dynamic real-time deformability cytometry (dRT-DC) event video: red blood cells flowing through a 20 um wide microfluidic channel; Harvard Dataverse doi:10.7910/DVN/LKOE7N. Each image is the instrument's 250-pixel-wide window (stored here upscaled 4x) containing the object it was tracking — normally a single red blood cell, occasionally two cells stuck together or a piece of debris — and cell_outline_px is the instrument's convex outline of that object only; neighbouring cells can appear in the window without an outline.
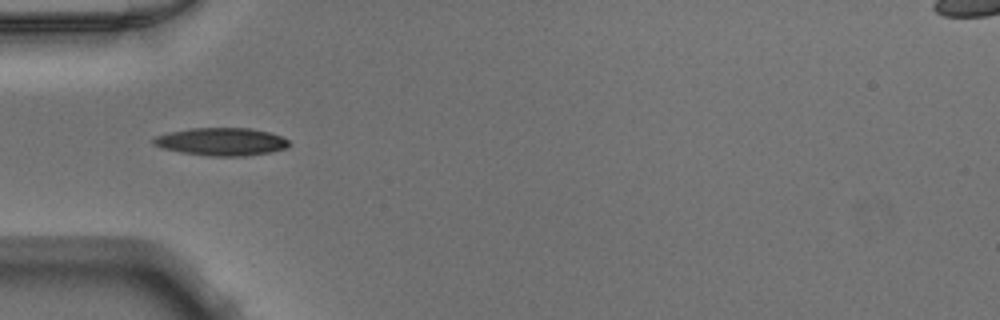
{"species": "Egyptian fruit bat (a non-hibernating species)", "species_latin": "Rousettus aegyptiacus", "temperature_condition": "warm", "stored_images_in_passage": 35, "camera_frame_rate_fps": 3000, "um_per_image_px": 0.085, "animal": {"sex": "male"}, "frame": {"image": 1, "passage_image": 1, "time_ms": 0.0, "image_size_px": [1000, 320], "cell_outline_px": [[288, 144], [284, 148], [268, 152], [244, 156], [208, 156], [180, 152], [160, 148], [152, 144], [152, 140], [156, 136], [168, 132], [192, 128], [252, 128], [268, 132], [280, 136], [288, 140]], "centroid_in_image_um": [18.74, 12.04], "position_along_channel_um": 66.3, "area_um2": 21.85}}
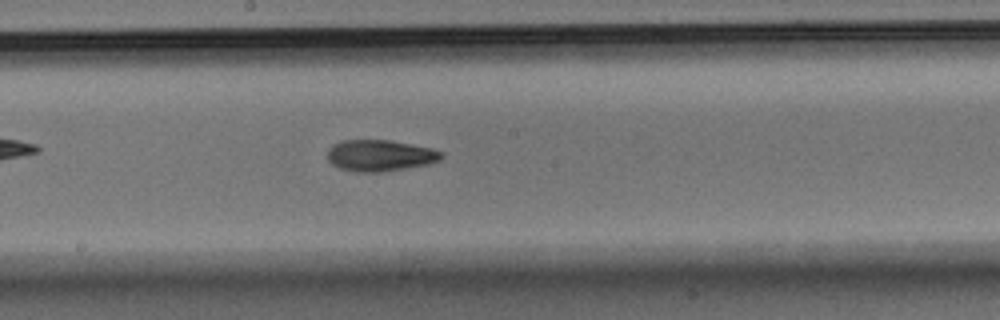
{"frame": {"image": 2, "passage_image": 12, "time_ms": 3.667, "image_size_px": [1000, 320], "cell_outline_px": [[444, 156], [440, 160], [428, 164], [408, 168], [380, 172], [356, 172], [340, 168], [332, 164], [328, 160], [328, 148], [332, 144], [340, 140], [388, 140], [432, 148], [444, 152]], "centroid_in_image_um": [32.3, 13.22], "position_along_channel_um": 215.9, "area_um2": 20.98}}
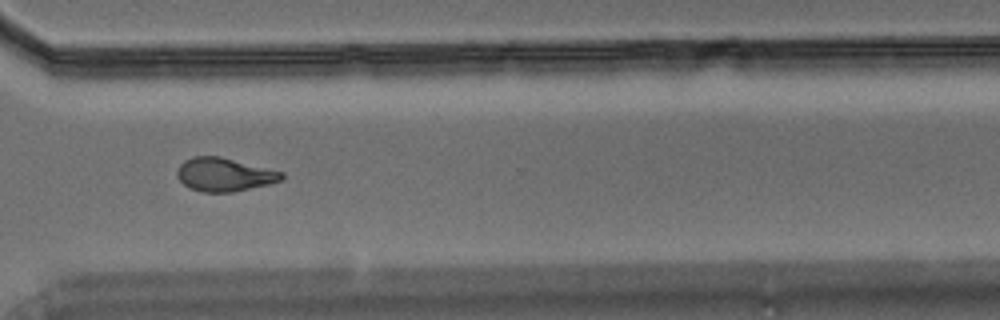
{"frame": {"image": 3, "passage_image": 22, "time_ms": 7.0, "image_size_px": [1000, 320], "cell_outline_px": [[284, 180], [268, 184], [232, 192], [200, 192], [188, 188], [176, 176], [176, 172], [180, 164], [184, 160], [192, 156], [220, 156], [284, 172]], "centroid_in_image_um": [19.05, 14.84], "position_along_channel_um": 351.6, "area_um2": 20.52}}